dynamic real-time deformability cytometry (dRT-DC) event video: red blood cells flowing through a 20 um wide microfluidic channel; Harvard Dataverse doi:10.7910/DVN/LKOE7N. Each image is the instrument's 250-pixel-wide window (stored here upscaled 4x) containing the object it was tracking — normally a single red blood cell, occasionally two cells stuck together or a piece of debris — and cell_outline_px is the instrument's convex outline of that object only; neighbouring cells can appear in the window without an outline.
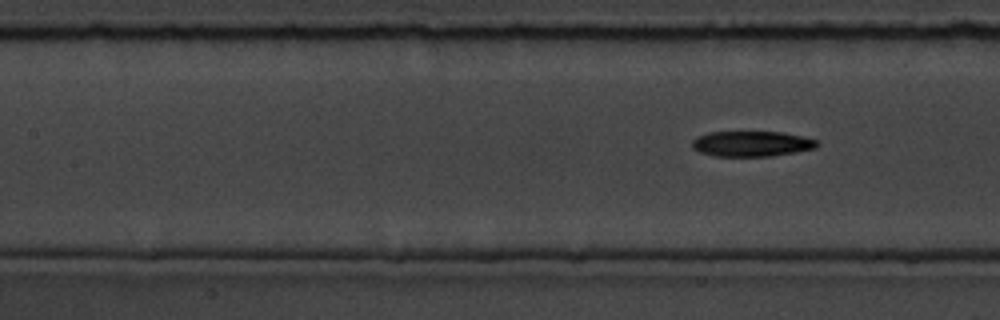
{"species": "common noctule bat (a hibernating species)", "species_latin": "Nyctalus noctula", "temperature_condition": "room temperature", "stored_images_in_passage": 10, "segment_of_instrument_passage": [2, 2], "camera_frame_rate_fps": 3000, "um_per_image_px": 0.085, "animal": {"sex": "male", "body_mass_g": 19.5, "forearm_length_mm": 54.6}, "frame": {"image": 1, "passage_image": 10, "time_ms": 11.0, "image_size_px": [1000, 320], "cell_outline_px": [[820, 144], [816, 148], [772, 156], [716, 156], [700, 152], [692, 148], [692, 140], [696, 136], [708, 132], [784, 132], [816, 140]], "centroid_in_image_um": [63.86, 12.22], "position_along_channel_um": 143.5, "area_um2": 18.5}}